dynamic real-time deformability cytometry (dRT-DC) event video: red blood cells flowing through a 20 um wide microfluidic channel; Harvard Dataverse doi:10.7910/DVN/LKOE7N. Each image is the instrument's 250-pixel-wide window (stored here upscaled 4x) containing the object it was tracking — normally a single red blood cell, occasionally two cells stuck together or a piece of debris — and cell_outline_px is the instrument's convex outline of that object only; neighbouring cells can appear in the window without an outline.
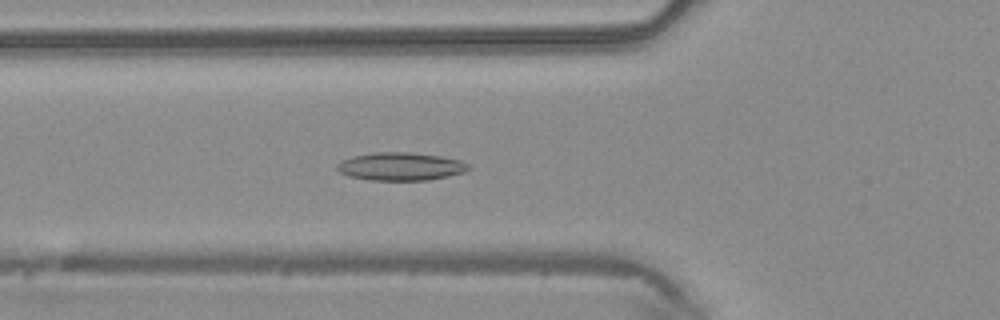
{"species": "common noctule bat (a hibernating species)", "species_latin": "Nyctalus noctula", "temperature_condition": "warm", "stored_images_in_passage": 49, "camera_frame_rate_fps": 3000, "um_per_image_px": 0.085, "animal": {"sex": "male", "body_mass_g": 20.4}, "frame": {"image": 1, "passage_image": 18, "time_ms": 5.667, "image_size_px": [1000, 320], "cell_outline_px": [[472, 168], [464, 172], [448, 176], [428, 180], [368, 180], [348, 176], [340, 172], [336, 168], [336, 164], [340, 160], [352, 156], [372, 152], [412, 152], [440, 156], [460, 160], [468, 164]], "centroid_in_image_um": [34.02, 14.14], "position_along_channel_um": 91.8, "area_um2": 21.68}}
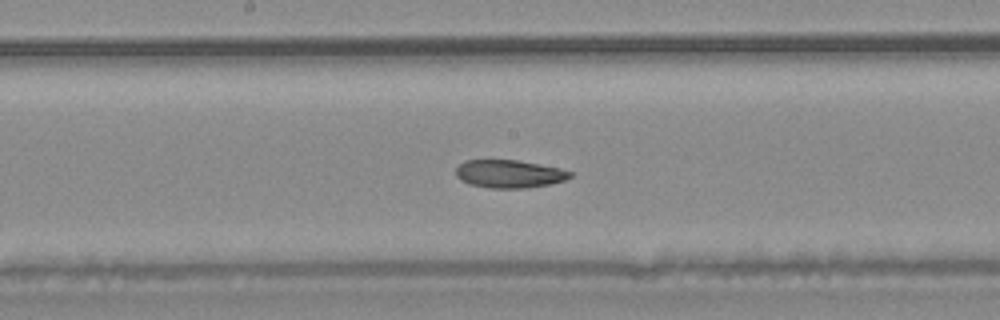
{"frame": {"image": 2, "passage_image": 26, "time_ms": 8.333, "image_size_px": [1000, 320], "cell_outline_px": [[572, 176], [564, 180], [552, 184], [528, 188], [492, 188], [468, 184], [460, 180], [456, 176], [456, 168], [464, 160], [516, 160], [540, 164], [560, 168], [572, 172]], "centroid_in_image_um": [43.29, 14.78], "position_along_channel_um": 204.9, "area_um2": 18.73}}
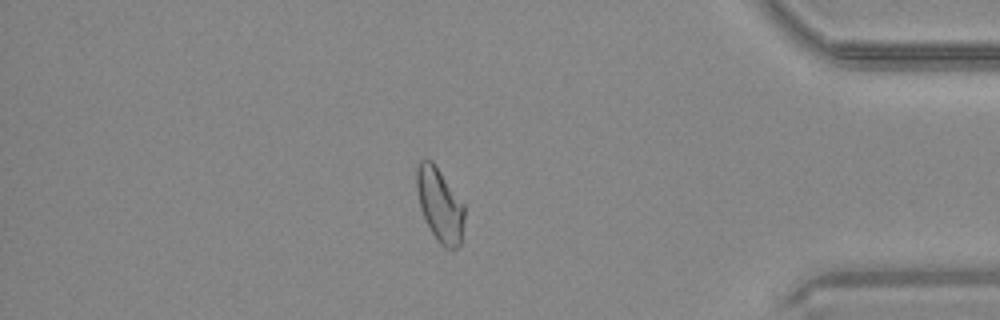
{"frame": {"image": 3, "passage_image": 42, "time_ms": 13.667, "image_size_px": [1000, 320], "cell_outline_px": [[464, 220], [460, 244], [456, 248], [444, 248], [436, 240], [420, 208], [416, 188], [416, 168], [420, 160], [424, 156], [432, 160], [464, 204]], "centroid_in_image_um": [37.36, 17.37], "position_along_channel_um": 397.8, "area_um2": 20.52}, "authors_computed_cell_mechanics": {"area_um2": 20.9814, "velocity_mm_per_s": 4.2326, "shape_relaxation_time_tau1_ms": null, "shape_relaxation_time_tau2_ms": 5.5122, "deformation_change_tau1": null, "deformation_change_tau2": 0.132}}